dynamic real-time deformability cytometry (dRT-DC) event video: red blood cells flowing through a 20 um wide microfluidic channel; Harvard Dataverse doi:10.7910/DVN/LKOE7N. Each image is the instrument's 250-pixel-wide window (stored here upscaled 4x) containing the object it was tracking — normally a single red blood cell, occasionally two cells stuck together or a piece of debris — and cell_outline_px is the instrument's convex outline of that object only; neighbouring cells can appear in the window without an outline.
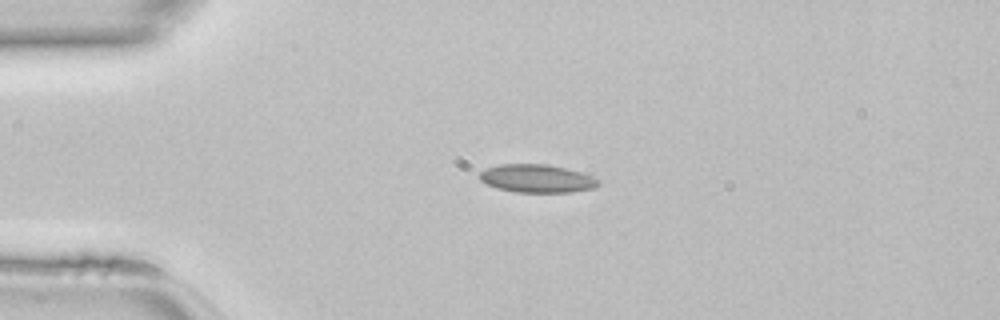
{"species": "common noctule bat (a hibernating species)", "species_latin": "Nyctalus noctula", "temperature_condition": "room temperature", "stored_images_in_passage": 35, "camera_frame_rate_fps": 3000, "um_per_image_px": 0.085, "animal": {"sex": "female", "body_mass_g": 22.7, "forearm_length_mm": 54.2}, "frame": {"image": 1, "passage_image": 4, "time_ms": 1.0, "image_size_px": [1000, 320], "cell_outline_px": [[600, 184], [596, 188], [572, 192], [516, 192], [496, 188], [480, 180], [476, 176], [480, 172], [488, 168], [500, 164], [548, 164], [580, 172], [592, 176], [600, 180]], "centroid_in_image_um": [45.64, 15.18], "position_along_channel_um": 39.4, "area_um2": 19.54}}
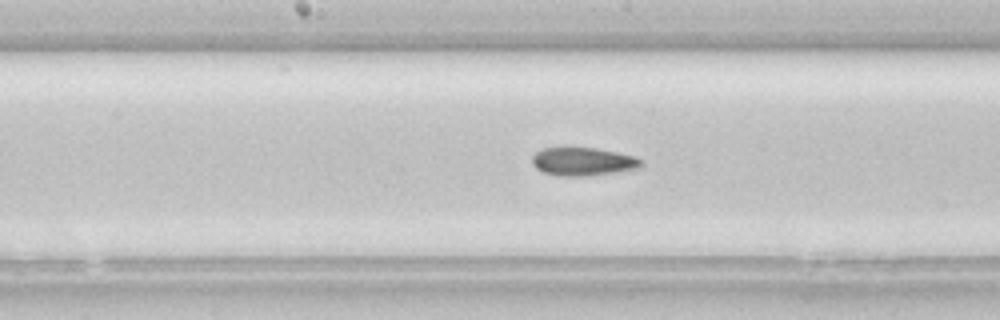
{"frame": {"image": 2, "passage_image": 17, "time_ms": 5.333, "image_size_px": [1000, 320], "cell_outline_px": [[644, 164], [640, 168], [588, 176], [556, 176], [544, 172], [536, 168], [532, 164], [532, 156], [540, 148], [596, 148], [636, 156]], "centroid_in_image_um": [49.54, 13.74], "position_along_channel_um": 198.7, "area_um2": 17.98}}